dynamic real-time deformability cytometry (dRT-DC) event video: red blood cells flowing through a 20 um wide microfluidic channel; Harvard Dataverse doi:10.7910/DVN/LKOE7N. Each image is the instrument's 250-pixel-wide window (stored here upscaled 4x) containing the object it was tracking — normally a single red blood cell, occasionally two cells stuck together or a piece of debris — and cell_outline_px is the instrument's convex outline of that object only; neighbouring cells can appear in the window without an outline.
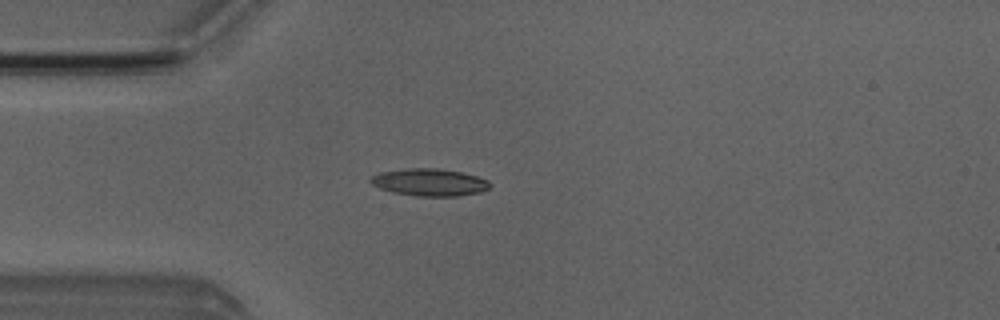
{"species": "Egyptian fruit bat (a non-hibernating species)", "species_latin": "Rousettus aegyptiacus", "temperature_condition": "room temperature", "stored_images_in_passage": 2, "camera_frame_rate_fps": 3000, "um_per_image_px": 0.085, "animal": {"sex": "male"}, "frame": {"image": 1, "passage_image": 2, "time_ms": 1.333, "image_size_px": [1000, 320], "cell_outline_px": [[492, 184], [488, 188], [480, 192], [456, 196], [416, 196], [392, 192], [380, 188], [372, 184], [368, 180], [372, 176], [380, 172], [404, 168], [436, 168], [460, 172], [476, 176], [488, 180]], "centroid_in_image_um": [36.48, 15.49], "position_along_channel_um": 48.5, "area_um2": 18.96}}